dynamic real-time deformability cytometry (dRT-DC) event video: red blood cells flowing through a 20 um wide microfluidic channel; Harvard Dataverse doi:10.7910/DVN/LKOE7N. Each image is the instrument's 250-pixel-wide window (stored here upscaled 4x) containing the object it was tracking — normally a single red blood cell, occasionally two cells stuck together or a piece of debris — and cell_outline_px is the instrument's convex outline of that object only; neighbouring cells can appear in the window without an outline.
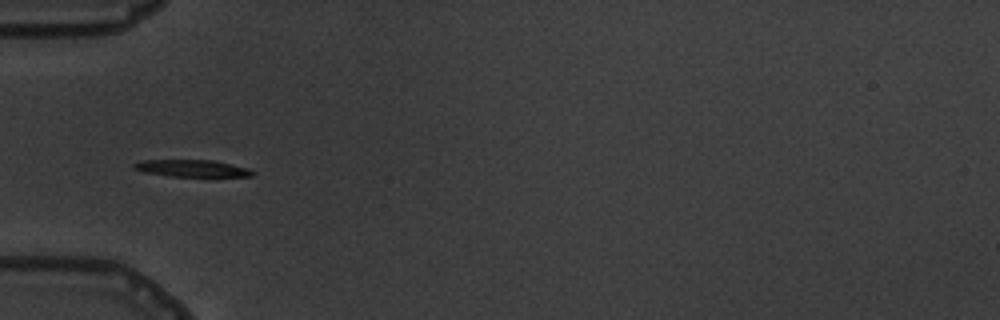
{"species": "common noctule bat (a hibernating species)", "species_latin": "Nyctalus noctula", "temperature_condition": "warm", "stored_images_in_passage": 10, "camera_frame_rate_fps": 3000, "um_per_image_px": 0.085, "animal": {"sex": "male", "body_mass_g": 19.5, "forearm_length_mm": 54.6}, "frame": {"image": 1, "passage_image": 6, "time_ms": 6.0, "image_size_px": [1000, 320], "cell_outline_px": [[256, 172], [252, 176], [172, 176], [144, 172], [132, 168], [132, 164], [140, 160], [212, 160], [232, 164], [248, 168]], "centroid_in_image_um": [16.3, 14.3], "position_along_channel_um": 68.7, "area_um2": 11.68}}